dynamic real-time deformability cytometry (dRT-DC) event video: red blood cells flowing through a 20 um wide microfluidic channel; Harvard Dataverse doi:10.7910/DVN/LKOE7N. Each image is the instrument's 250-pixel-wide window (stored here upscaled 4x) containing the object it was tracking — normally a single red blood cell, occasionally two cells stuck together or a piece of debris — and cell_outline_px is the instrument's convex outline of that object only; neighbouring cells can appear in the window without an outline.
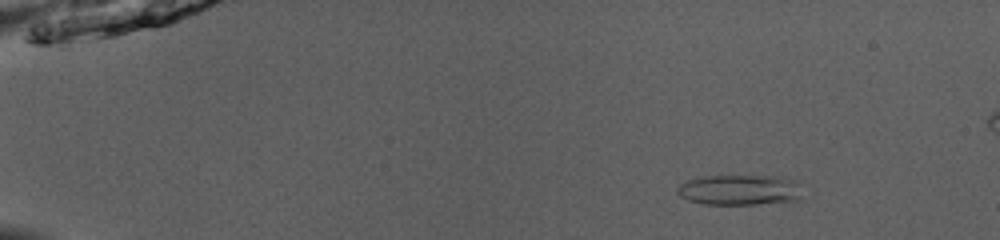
{"species": "common noctule bat (a hibernating species)", "species_latin": "Nyctalus noctula", "temperature_condition": "room temperature", "stored_images_in_passage": 52, "camera_frame_rate_fps": 3000, "um_per_image_px": 0.085, "animal": {"sex": "male", "body_mass_g": 13.0, "forearm_length_mm": 53.1}, "frame": {"image": 1, "passage_image": 8, "time_ms": 2.333, "image_size_px": [1000, 240], "cell_outline_px": [[800, 200], [756, 204], [700, 204], [688, 200], [680, 196], [676, 192], [676, 188], [680, 184], [688, 180], [704, 176], [776, 176], [792, 180], [800, 184]], "centroid_in_image_um": [62.84, 16.15], "position_along_channel_um": 22.2, "area_um2": 22.2}}
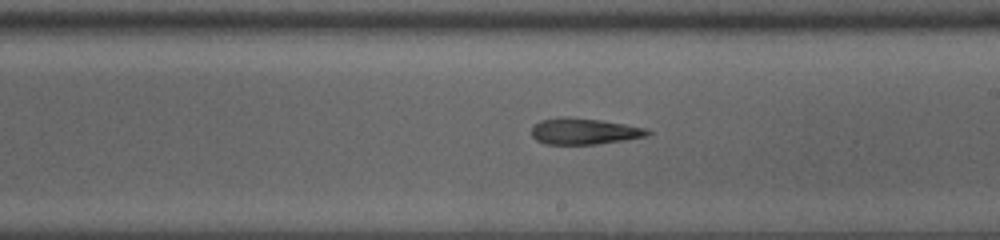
{"frame": {"image": 2, "passage_image": 32, "time_ms": 10.333, "image_size_px": [1000, 240], "cell_outline_px": [[652, 132], [648, 136], [624, 140], [596, 144], [544, 144], [536, 140], [532, 136], [532, 124], [540, 120], [560, 116], [600, 120], [648, 128]], "centroid_in_image_um": [49.63, 11.15], "position_along_channel_um": 239.4, "area_um2": 17.86}}
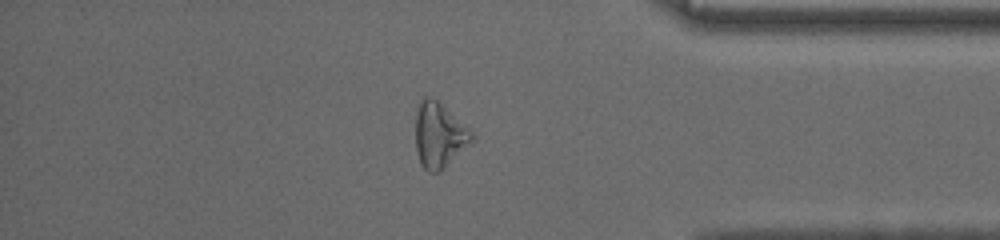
{"frame": {"image": 3, "passage_image": 45, "time_ms": 14.667, "image_size_px": [1000, 240], "cell_outline_px": [[476, 136], [440, 172], [428, 172], [420, 164], [416, 148], [416, 112], [424, 96], [428, 96], [436, 100], [468, 128]], "centroid_in_image_um": [37.3, 11.51], "position_along_channel_um": 397.9, "area_um2": 20.75}}